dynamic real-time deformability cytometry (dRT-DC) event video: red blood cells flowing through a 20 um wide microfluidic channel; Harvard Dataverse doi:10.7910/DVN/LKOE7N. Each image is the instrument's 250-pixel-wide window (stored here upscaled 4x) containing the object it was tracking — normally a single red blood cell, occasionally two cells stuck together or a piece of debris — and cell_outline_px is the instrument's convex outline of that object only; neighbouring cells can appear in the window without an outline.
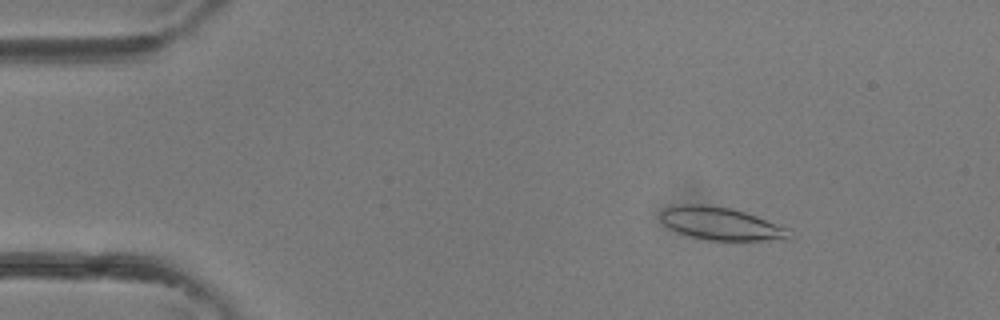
{"species": "common noctule bat (a hibernating species)", "species_latin": "Nyctalus noctula", "temperature_condition": "room temperature", "stored_images_in_passage": 3, "camera_frame_rate_fps": 3000, "um_per_image_px": 0.085, "animal": {"sex": "female"}, "frame": {"image": 1, "passage_image": 1, "time_ms": 0.0, "image_size_px": [1000, 320], "cell_outline_px": [[792, 240], [708, 240], [676, 232], [668, 228], [660, 220], [660, 212], [664, 208], [680, 204], [704, 204], [732, 208], [756, 216], [788, 228], [792, 236]], "centroid_in_image_um": [61.27, 19.01], "position_along_channel_um": 23.7, "area_um2": 24.74}}